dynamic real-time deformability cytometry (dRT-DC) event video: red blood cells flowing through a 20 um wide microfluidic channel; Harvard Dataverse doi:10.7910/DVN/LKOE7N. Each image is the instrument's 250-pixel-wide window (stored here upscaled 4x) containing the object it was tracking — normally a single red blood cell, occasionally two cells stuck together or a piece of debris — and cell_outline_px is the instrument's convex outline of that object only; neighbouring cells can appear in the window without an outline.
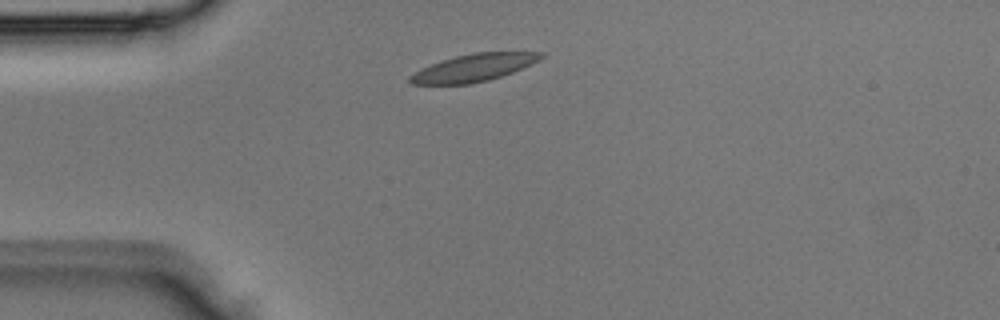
{"species": "Egyptian fruit bat (a non-hibernating species)", "species_latin": "Rousettus aegyptiacus", "temperature_condition": "room temperature", "stored_images_in_passage": 1, "camera_frame_rate_fps": 3000, "um_per_image_px": 0.085, "animal": {"sex": "male"}, "frame": {"image": 1, "passage_image": 1, "time_ms": 0.0, "image_size_px": [1000, 320], "cell_outline_px": [[544, 56], [540, 60], [532, 64], [512, 72], [488, 80], [472, 84], [412, 84], [408, 80], [408, 76], [420, 68], [456, 56], [476, 52], [544, 52]], "centroid_in_image_um": [40.26, 5.76], "position_along_channel_um": 44.7, "area_um2": 20.81}}